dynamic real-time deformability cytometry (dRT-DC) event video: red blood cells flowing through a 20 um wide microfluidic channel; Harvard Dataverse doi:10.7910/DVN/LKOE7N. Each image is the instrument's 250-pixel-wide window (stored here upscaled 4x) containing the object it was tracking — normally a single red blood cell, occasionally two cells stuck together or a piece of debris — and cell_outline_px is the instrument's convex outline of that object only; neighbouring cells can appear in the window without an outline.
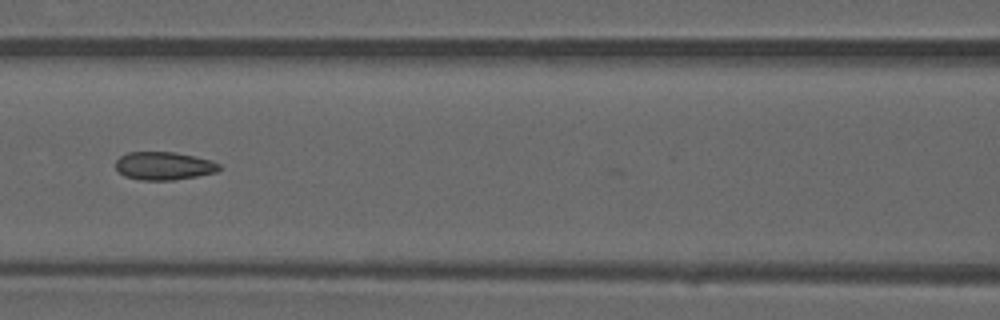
{"species": "common noctule bat (a hibernating species)", "species_latin": "Nyctalus noctula", "temperature_condition": "warm", "stored_images_in_passage": 20, "camera_frame_rate_fps": 3000, "um_per_image_px": 0.085, "animal": {"sex": "male", "forearm_length_mm": 52.5}, "frame": {"image": 1, "passage_image": 14, "time_ms": 4.333, "image_size_px": [1000, 320], "cell_outline_px": [[220, 168], [216, 172], [196, 176], [172, 180], [140, 180], [124, 176], [116, 168], [116, 160], [120, 156], [128, 152], [176, 152], [212, 160], [220, 164]], "centroid_in_image_um": [13.92, 14.09], "position_along_channel_um": 152.7, "area_um2": 16.94}}